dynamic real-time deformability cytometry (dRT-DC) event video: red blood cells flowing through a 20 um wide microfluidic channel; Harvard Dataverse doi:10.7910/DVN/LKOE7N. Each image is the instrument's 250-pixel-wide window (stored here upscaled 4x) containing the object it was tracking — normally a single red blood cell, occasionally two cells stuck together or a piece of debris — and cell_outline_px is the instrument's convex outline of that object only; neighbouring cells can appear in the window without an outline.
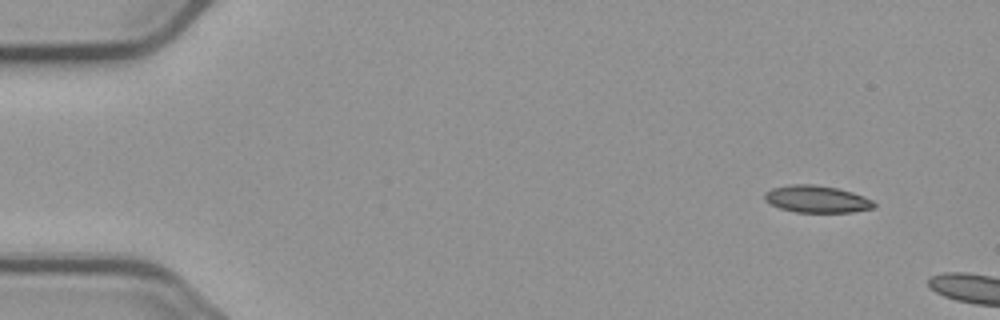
{"species": "common noctule bat (a hibernating species)", "species_latin": "Nyctalus noctula", "temperature_condition": "cold", "stored_images_in_passage": 3, "camera_frame_rate_fps": 3000, "um_per_image_px": 0.085, "animal": {"sex": "male", "body_mass_g": 23.1, "forearm_length_mm": 52.7}, "frame": {"image": 1, "passage_image": 1, "time_ms": 0.0, "image_size_px": [1000, 320], "cell_outline_px": [[876, 204], [872, 208], [852, 212], [796, 212], [780, 208], [764, 200], [764, 192], [772, 188], [788, 184], [812, 184], [836, 188], [852, 192], [864, 196], [872, 200]], "centroid_in_image_um": [69.4, 16.91], "position_along_channel_um": 15.6, "area_um2": 17.22}}